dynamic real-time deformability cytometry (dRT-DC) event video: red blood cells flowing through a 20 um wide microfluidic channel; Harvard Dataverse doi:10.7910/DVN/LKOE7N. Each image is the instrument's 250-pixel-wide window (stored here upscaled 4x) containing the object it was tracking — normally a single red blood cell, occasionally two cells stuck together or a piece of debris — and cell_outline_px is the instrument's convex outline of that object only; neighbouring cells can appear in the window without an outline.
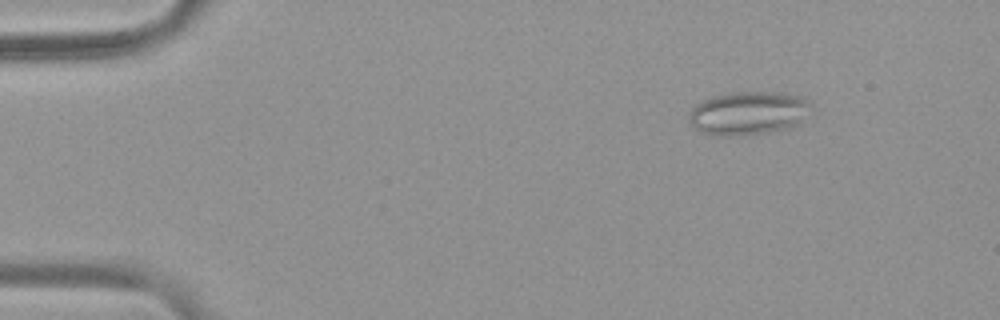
{"species": "common noctule bat (a hibernating species)", "species_latin": "Nyctalus noctula", "temperature_condition": "warm", "stored_images_in_passage": 54, "segment_of_instrument_passage": [1, 2], "camera_frame_rate_fps": 3000, "um_per_image_px": 0.085, "animal": {"sex": "female", "body_mass_g": 19.9}, "frame": {"image": 1, "passage_image": 7, "time_ms": 2.0, "image_size_px": [1000, 320], "cell_outline_px": [[812, 104], [800, 120], [796, 124], [788, 128], [768, 132], [740, 136], [716, 136], [700, 132], [692, 128], [688, 120], [688, 112], [696, 104], [712, 96], [728, 92], [784, 92], [804, 96]], "centroid_in_image_um": [63.54, 9.61], "position_along_channel_um": 21.5, "area_um2": 31.33}}